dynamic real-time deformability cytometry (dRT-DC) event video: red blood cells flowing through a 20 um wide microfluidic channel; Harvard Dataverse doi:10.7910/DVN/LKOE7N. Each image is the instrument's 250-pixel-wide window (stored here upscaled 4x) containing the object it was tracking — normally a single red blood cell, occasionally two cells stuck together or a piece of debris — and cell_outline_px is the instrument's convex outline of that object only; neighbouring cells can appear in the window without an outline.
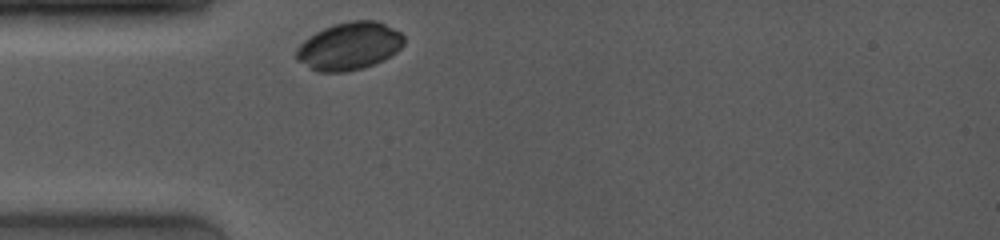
{"species": "common noctule bat (a hibernating species)", "species_latin": "Nyctalus noctula", "temperature_condition": "room temperature", "stored_images_in_passage": 14, "camera_frame_rate_fps": 4000, "um_per_image_px": 0.085, "animal": {"sex": "female", "body_mass_g": 19.0, "forearm_length_mm": 53.3}, "frame": {"image": 1, "passage_image": 1, "time_ms": 0.0, "image_size_px": [1000, 240], "cell_outline_px": [[404, 44], [396, 52], [384, 60], [364, 68], [344, 72], [316, 72], [296, 60], [296, 48], [304, 40], [316, 32], [324, 28], [348, 20], [376, 20], [400, 32], [404, 36]], "centroid_in_image_um": [29.68, 3.93], "position_along_channel_um": 55.3, "area_um2": 30.0}}
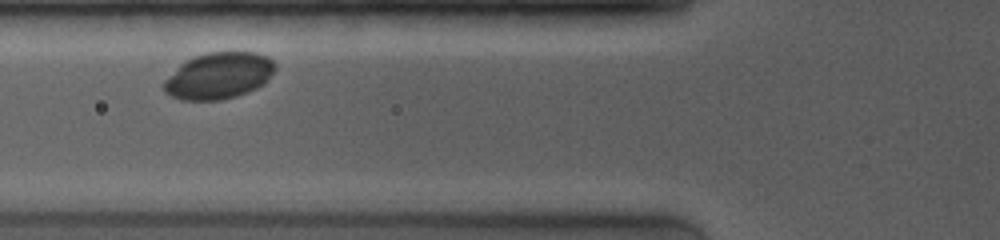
{"frame": {"image": 2, "passage_image": 7, "time_ms": 1.5, "image_size_px": [1000, 240], "cell_outline_px": [[276, 68], [264, 84], [256, 88], [236, 96], [220, 100], [180, 100], [164, 92], [164, 80], [180, 64], [192, 56], [208, 52], [256, 52], [268, 56], [276, 64]], "centroid_in_image_um": [18.59, 6.42], "position_along_channel_um": 107.2, "area_um2": 30.23}}